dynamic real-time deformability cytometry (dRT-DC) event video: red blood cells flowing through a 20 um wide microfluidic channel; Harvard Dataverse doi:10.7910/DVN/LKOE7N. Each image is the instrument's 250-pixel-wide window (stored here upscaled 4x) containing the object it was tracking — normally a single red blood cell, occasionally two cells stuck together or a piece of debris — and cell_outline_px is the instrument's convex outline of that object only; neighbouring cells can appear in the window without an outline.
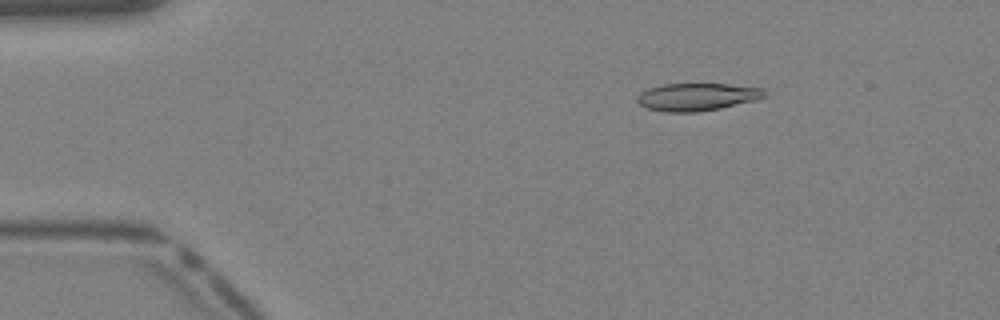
{"species": "Egyptian fruit bat (a non-hibernating species)", "species_latin": "Rousettus aegyptiacus", "temperature_condition": "warm", "stored_images_in_passage": 36, "camera_frame_rate_fps": 3000, "um_per_image_px": 0.085, "animal": {"sex": "female"}, "frame": {"image": 1, "passage_image": 3, "time_ms": 0.667, "image_size_px": [1000, 320], "cell_outline_px": [[768, 96], [756, 100], [720, 108], [696, 112], [664, 112], [648, 108], [640, 104], [636, 100], [636, 96], [640, 92], [648, 88], [660, 84], [728, 84], [764, 88]], "centroid_in_image_um": [59.25, 8.23], "position_along_channel_um": 25.7, "area_um2": 20.63}}
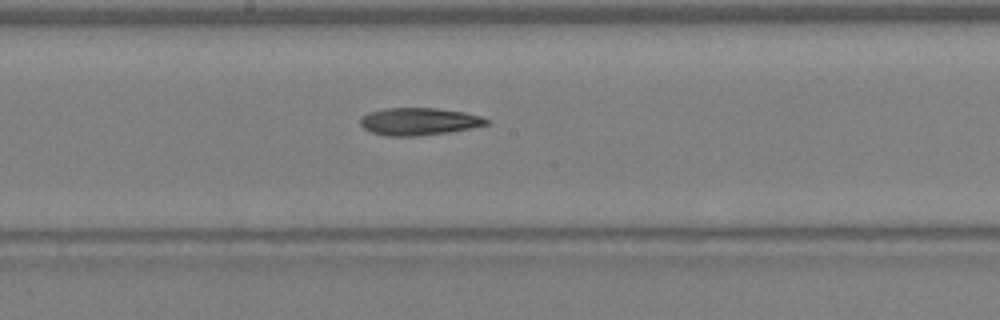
{"frame": {"image": 2, "passage_image": 18, "time_ms": 5.667, "image_size_px": [1000, 320], "cell_outline_px": [[488, 124], [472, 128], [448, 132], [416, 136], [384, 136], [372, 132], [364, 128], [360, 124], [360, 116], [368, 112], [384, 108], [436, 108], [464, 112], [480, 116], [488, 120]], "centroid_in_image_um": [35.56, 10.32], "position_along_channel_um": 212.6, "area_um2": 20.17}}
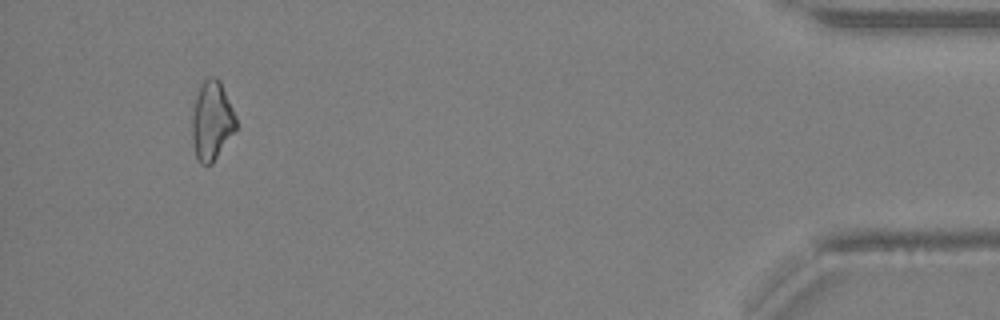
{"frame": {"image": 3, "passage_image": 34, "time_ms": 11.0, "image_size_px": [1000, 320], "cell_outline_px": [[236, 128], [212, 164], [200, 164], [196, 160], [192, 144], [192, 116], [196, 96], [200, 84], [208, 76], [216, 76], [220, 80], [236, 116]], "centroid_in_image_um": [17.98, 10.26], "position_along_channel_um": 417.2, "area_um2": 20.35}}